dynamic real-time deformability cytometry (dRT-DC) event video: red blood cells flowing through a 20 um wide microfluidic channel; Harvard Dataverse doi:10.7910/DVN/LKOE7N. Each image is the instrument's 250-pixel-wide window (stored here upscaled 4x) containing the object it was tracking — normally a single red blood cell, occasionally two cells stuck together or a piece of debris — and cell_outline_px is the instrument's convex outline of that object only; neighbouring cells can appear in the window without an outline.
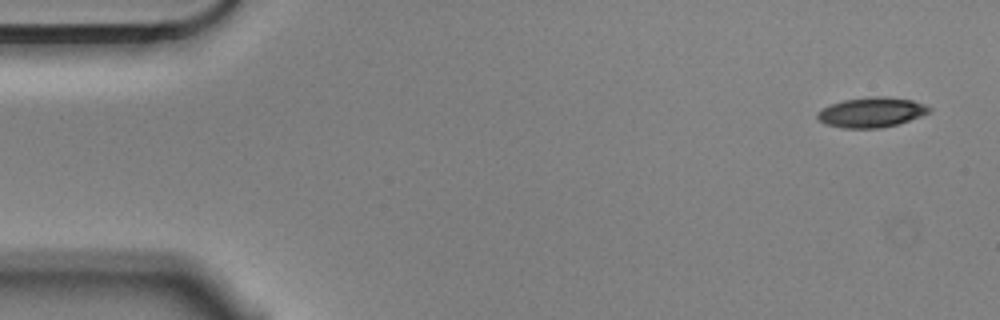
{"species": "Egyptian fruit bat (a non-hibernating species)", "species_latin": "Rousettus aegyptiacus", "temperature_condition": "cold", "stored_images_in_passage": 9, "camera_frame_rate_fps": 3000, "um_per_image_px": 0.085, "animal": {"sex": "male"}, "frame": {"image": 1, "passage_image": 1, "time_ms": 0.0, "image_size_px": [1000, 320], "cell_outline_px": [[932, 108], [928, 112], [920, 116], [896, 124], [880, 128], [844, 128], [824, 124], [816, 116], [816, 112], [832, 104], [844, 100], [868, 96], [888, 96], [912, 100], [924, 104]], "centroid_in_image_um": [74.06, 9.53], "position_along_channel_um": 10.9, "area_um2": 19.42}}
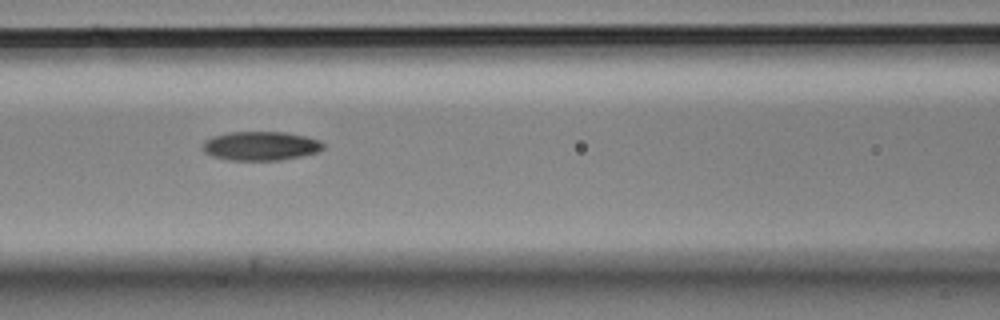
{"frame": {"image": 2, "passage_image": 7, "time_ms": 2.0, "image_size_px": [1000, 320], "cell_outline_px": [[324, 148], [320, 152], [280, 160], [228, 160], [212, 156], [204, 152], [204, 140], [212, 136], [228, 132], [284, 132], [304, 136], [320, 140], [324, 144]], "centroid_in_image_um": [22.17, 12.4], "position_along_channel_um": 144.4, "area_um2": 20.4}}
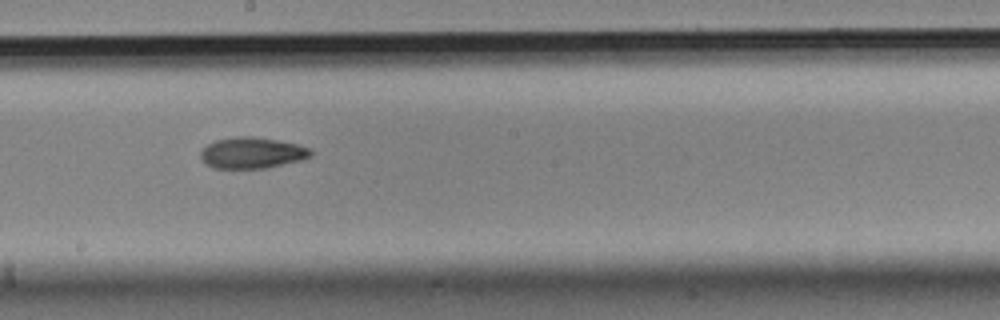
{"frame": {"image": 3, "passage_image": 9, "time_ms": 2.667, "image_size_px": [1000, 320], "cell_outline_px": [[312, 156], [300, 160], [264, 168], [216, 168], [204, 164], [200, 156], [200, 152], [208, 144], [216, 140], [236, 136], [252, 136], [276, 140], [296, 144], [308, 148], [312, 152]], "centroid_in_image_um": [21.38, 12.99], "position_along_channel_um": 226.8, "area_um2": 19.77}}